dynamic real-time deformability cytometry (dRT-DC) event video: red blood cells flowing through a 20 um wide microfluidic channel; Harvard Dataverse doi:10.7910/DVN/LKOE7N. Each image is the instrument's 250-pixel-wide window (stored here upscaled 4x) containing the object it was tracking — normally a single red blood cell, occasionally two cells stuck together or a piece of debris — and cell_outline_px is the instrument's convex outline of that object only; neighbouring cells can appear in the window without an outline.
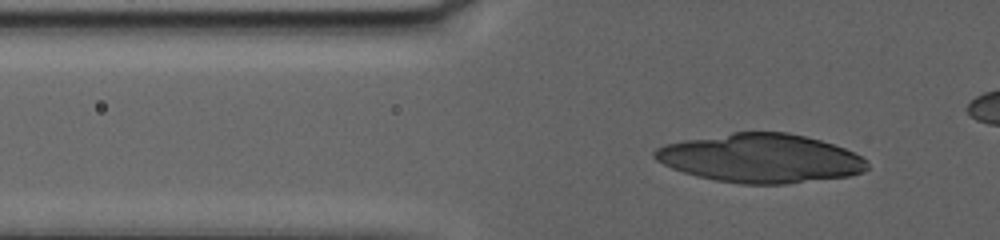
{"species": "human", "species_latin": "Homo sapiens", "temperature_condition": "warm", "stored_images_in_passage": 64, "camera_frame_rate_fps": 3000, "um_per_image_px": 0.085, "donor": {"sex": "female"}, "frame": {"image": 1, "passage_image": 11, "time_ms": 3.333, "image_size_px": [1000, 240], "cell_outline_px": [[868, 168], [860, 172], [848, 176], [784, 184], [740, 184], [716, 180], [696, 176], [672, 168], [656, 160], [652, 156], [652, 152], [656, 148], [664, 144], [684, 140], [732, 132], [788, 132], [820, 140], [844, 148], [868, 160]], "centroid_in_image_um": [64.62, 13.45], "position_along_channel_um": 61.2, "area_um2": 60.29}}